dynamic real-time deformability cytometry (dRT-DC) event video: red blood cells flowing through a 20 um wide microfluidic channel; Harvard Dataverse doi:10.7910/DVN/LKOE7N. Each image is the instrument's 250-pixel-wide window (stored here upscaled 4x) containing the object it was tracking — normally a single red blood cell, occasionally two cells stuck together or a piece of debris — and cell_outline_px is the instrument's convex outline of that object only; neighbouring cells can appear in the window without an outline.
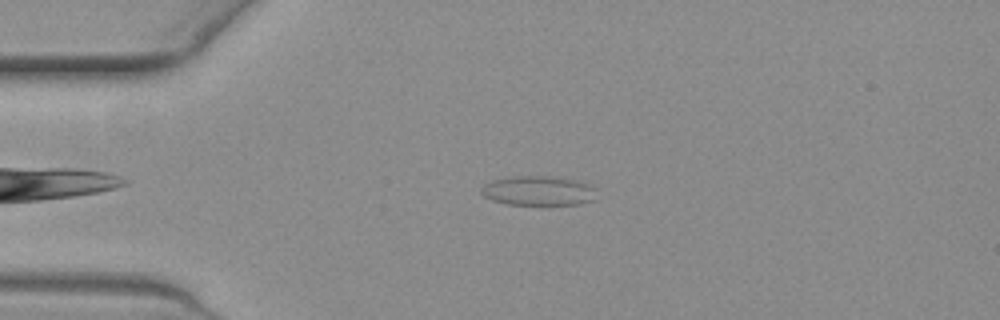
{"species": "common noctule bat (a hibernating species)", "species_latin": "Nyctalus noctula", "temperature_condition": "warm", "stored_images_in_passage": 50, "camera_frame_rate_fps": 3000, "um_per_image_px": 0.085, "animal": {"sex": "female", "body_mass_g": 19.3, "forearm_length_mm": 54.1}, "frame": {"image": 1, "passage_image": 12, "time_ms": 3.667, "image_size_px": [1000, 320], "cell_outline_px": [[596, 188], [592, 200], [580, 204], [508, 204], [492, 200], [484, 196], [480, 192], [480, 188], [484, 184], [492, 180], [512, 176], [548, 176], [576, 180], [588, 184]], "centroid_in_image_um": [45.72, 16.2], "position_along_channel_um": 39.3, "area_um2": 19.71}}
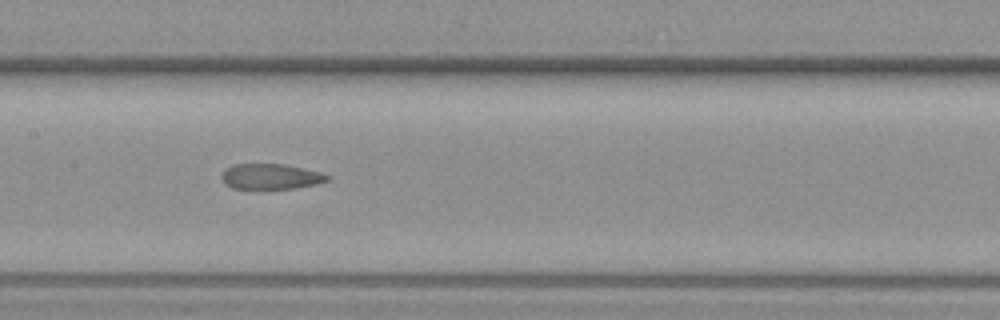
{"frame": {"image": 2, "passage_image": 26, "time_ms": 8.333, "image_size_px": [1000, 320], "cell_outline_px": [[328, 180], [316, 184], [296, 188], [232, 188], [224, 184], [220, 176], [232, 164], [284, 164], [320, 172], [328, 176]], "centroid_in_image_um": [22.98, 15.0], "position_along_channel_um": 184.4, "area_um2": 15.43}}
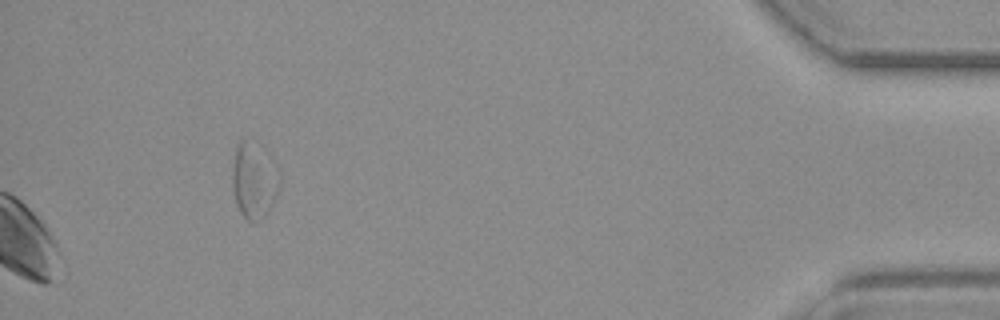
{"frame": {"image": 3, "passage_image": 50, "time_ms": 16.333, "image_size_px": [1000, 320], "cell_outline_px": [[280, 184], [272, 204], [268, 212], [256, 224], [252, 224], [240, 212], [236, 204], [232, 184], [232, 168], [236, 148], [240, 140], [244, 140], [280, 172]], "centroid_in_image_um": [21.55, 15.52], "position_along_channel_um": 413.6, "area_um2": 19.77}, "authors_computed_cell_mechanics": {"area_um2": 19.2474, "velocity_mm_per_s": 3.7297, "shape_relaxation_time_tau1_ms": null, "shape_relaxation_time_tau2_ms": 3.5985, "deformation_change_tau1": null, "deformation_change_tau2": 0.1053}}